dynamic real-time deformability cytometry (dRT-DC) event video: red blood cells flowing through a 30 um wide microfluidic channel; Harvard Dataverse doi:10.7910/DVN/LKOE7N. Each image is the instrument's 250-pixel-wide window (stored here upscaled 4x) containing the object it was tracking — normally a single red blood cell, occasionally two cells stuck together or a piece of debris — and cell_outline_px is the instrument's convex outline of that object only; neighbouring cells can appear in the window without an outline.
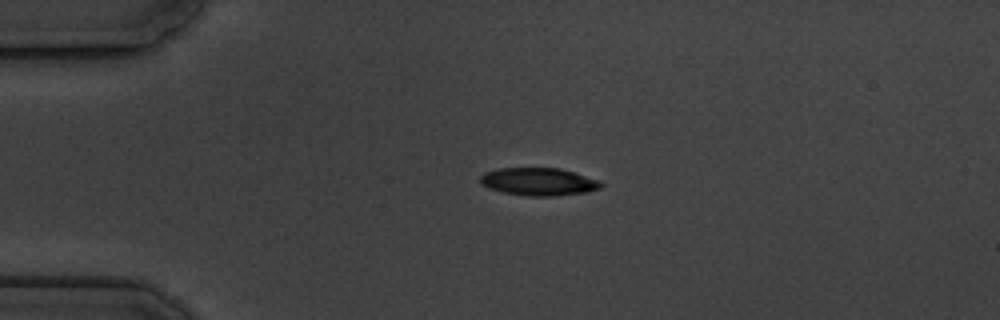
{"species": "common noctule bat (a hibernating species)", "species_latin": "Nyctalus noctula", "temperature_condition": "cold", "stored_images_in_passage": 4, "camera_frame_rate_fps": 3000, "um_per_image_px": 0.085, "animal": {"sex": "male", "body_mass_g": 19.5, "forearm_length_mm": 54.6}, "frame": {"image": 1, "passage_image": 3, "time_ms": 2.333, "image_size_px": [1000, 320], "cell_outline_px": [[604, 184], [600, 188], [588, 192], [552, 196], [532, 196], [504, 192], [480, 184], [480, 176], [484, 172], [500, 168], [560, 168], [600, 180]], "centroid_in_image_um": [45.82, 15.43], "position_along_channel_um": 39.2, "area_um2": 19.42}}
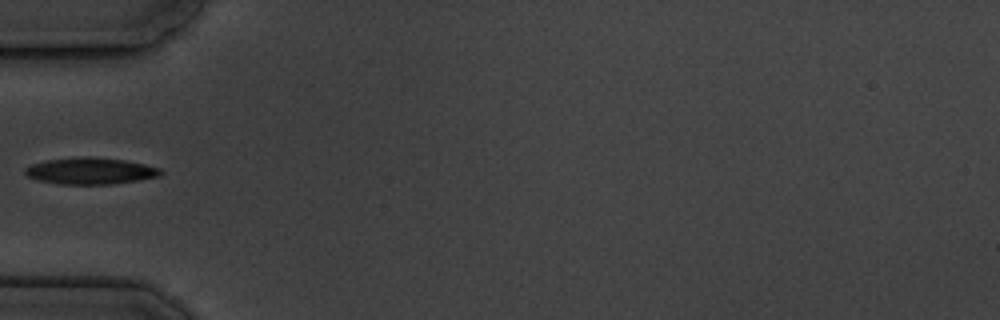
{"frame": {"image": 2, "passage_image": 4, "time_ms": 4.333, "image_size_px": [1000, 320], "cell_outline_px": [[164, 172], [160, 176], [112, 184], [60, 184], [36, 180], [28, 176], [24, 172], [24, 168], [32, 164], [48, 160], [80, 156], [96, 156], [124, 160], [144, 164], [160, 168]], "centroid_in_image_um": [7.68, 14.52], "position_along_channel_um": 77.3, "area_um2": 21.1}}